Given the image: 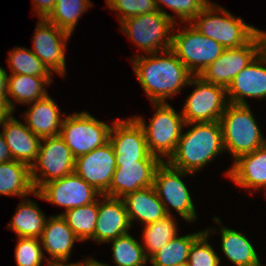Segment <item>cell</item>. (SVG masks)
Wrapping results in <instances>:
<instances>
[{"label": "cell", "mask_w": 266, "mask_h": 266, "mask_svg": "<svg viewBox=\"0 0 266 266\" xmlns=\"http://www.w3.org/2000/svg\"><path fill=\"white\" fill-rule=\"evenodd\" d=\"M135 56L131 59L134 73L152 103H166L193 76L171 49Z\"/></svg>", "instance_id": "6da1fadb"}, {"label": "cell", "mask_w": 266, "mask_h": 266, "mask_svg": "<svg viewBox=\"0 0 266 266\" xmlns=\"http://www.w3.org/2000/svg\"><path fill=\"white\" fill-rule=\"evenodd\" d=\"M193 126L181 133L175 152L166 161L172 167L191 173L203 169L214 157L224 152L219 121L186 123Z\"/></svg>", "instance_id": "7a4b0ae2"}, {"label": "cell", "mask_w": 266, "mask_h": 266, "mask_svg": "<svg viewBox=\"0 0 266 266\" xmlns=\"http://www.w3.org/2000/svg\"><path fill=\"white\" fill-rule=\"evenodd\" d=\"M190 24L202 35L219 42L225 49L242 47L256 35L253 25L245 23L241 17L236 18L211 1Z\"/></svg>", "instance_id": "3957f363"}, {"label": "cell", "mask_w": 266, "mask_h": 266, "mask_svg": "<svg viewBox=\"0 0 266 266\" xmlns=\"http://www.w3.org/2000/svg\"><path fill=\"white\" fill-rule=\"evenodd\" d=\"M253 115L249 104L228 103L219 120L224 150L230 152L234 160L266 144Z\"/></svg>", "instance_id": "277c9868"}, {"label": "cell", "mask_w": 266, "mask_h": 266, "mask_svg": "<svg viewBox=\"0 0 266 266\" xmlns=\"http://www.w3.org/2000/svg\"><path fill=\"white\" fill-rule=\"evenodd\" d=\"M152 104L156 110L148 125L141 116L134 118L144 130L150 154L158 157L161 161H164L165 156L167 161L175 152L184 130V118L181 112H176L167 102Z\"/></svg>", "instance_id": "5b68a950"}, {"label": "cell", "mask_w": 266, "mask_h": 266, "mask_svg": "<svg viewBox=\"0 0 266 266\" xmlns=\"http://www.w3.org/2000/svg\"><path fill=\"white\" fill-rule=\"evenodd\" d=\"M120 27L147 54L171 49L172 31L176 28L175 22L159 10L129 17L120 22Z\"/></svg>", "instance_id": "8992f818"}, {"label": "cell", "mask_w": 266, "mask_h": 266, "mask_svg": "<svg viewBox=\"0 0 266 266\" xmlns=\"http://www.w3.org/2000/svg\"><path fill=\"white\" fill-rule=\"evenodd\" d=\"M224 47L199 33L191 24L172 34L171 50L193 76H199L221 56Z\"/></svg>", "instance_id": "52a82bcc"}, {"label": "cell", "mask_w": 266, "mask_h": 266, "mask_svg": "<svg viewBox=\"0 0 266 266\" xmlns=\"http://www.w3.org/2000/svg\"><path fill=\"white\" fill-rule=\"evenodd\" d=\"M111 128L83 111L64 118L59 136L76 158L109 142Z\"/></svg>", "instance_id": "ba28073f"}, {"label": "cell", "mask_w": 266, "mask_h": 266, "mask_svg": "<svg viewBox=\"0 0 266 266\" xmlns=\"http://www.w3.org/2000/svg\"><path fill=\"white\" fill-rule=\"evenodd\" d=\"M187 174L191 175V173L176 169L166 161H162L156 169L153 187L164 205L167 215H171L169 209L171 206L184 220L194 222L197 219V214L193 200L186 184L182 181V177Z\"/></svg>", "instance_id": "9c48e42d"}, {"label": "cell", "mask_w": 266, "mask_h": 266, "mask_svg": "<svg viewBox=\"0 0 266 266\" xmlns=\"http://www.w3.org/2000/svg\"><path fill=\"white\" fill-rule=\"evenodd\" d=\"M188 85L195 87L181 111L185 124L219 121L228 104L226 89L200 76H192Z\"/></svg>", "instance_id": "30bf717a"}, {"label": "cell", "mask_w": 266, "mask_h": 266, "mask_svg": "<svg viewBox=\"0 0 266 266\" xmlns=\"http://www.w3.org/2000/svg\"><path fill=\"white\" fill-rule=\"evenodd\" d=\"M41 142L37 159L30 167L35 191L49 181L72 174L75 169V157L59 135L43 138Z\"/></svg>", "instance_id": "8fae6325"}, {"label": "cell", "mask_w": 266, "mask_h": 266, "mask_svg": "<svg viewBox=\"0 0 266 266\" xmlns=\"http://www.w3.org/2000/svg\"><path fill=\"white\" fill-rule=\"evenodd\" d=\"M37 198L65 208V212L95 202L101 194L75 172L43 184L33 193Z\"/></svg>", "instance_id": "7c38bea8"}, {"label": "cell", "mask_w": 266, "mask_h": 266, "mask_svg": "<svg viewBox=\"0 0 266 266\" xmlns=\"http://www.w3.org/2000/svg\"><path fill=\"white\" fill-rule=\"evenodd\" d=\"M260 53V42L255 35L247 44L224 49L221 56L199 75L204 81L228 88L231 81Z\"/></svg>", "instance_id": "4fadbf2b"}, {"label": "cell", "mask_w": 266, "mask_h": 266, "mask_svg": "<svg viewBox=\"0 0 266 266\" xmlns=\"http://www.w3.org/2000/svg\"><path fill=\"white\" fill-rule=\"evenodd\" d=\"M161 160L116 159V169L109 189L103 194L123 198L128 193L153 186Z\"/></svg>", "instance_id": "5bb4252c"}, {"label": "cell", "mask_w": 266, "mask_h": 266, "mask_svg": "<svg viewBox=\"0 0 266 266\" xmlns=\"http://www.w3.org/2000/svg\"><path fill=\"white\" fill-rule=\"evenodd\" d=\"M71 34L61 30L46 19L39 18L33 36L31 50L51 72L64 76L66 73V42Z\"/></svg>", "instance_id": "9a60e30c"}, {"label": "cell", "mask_w": 266, "mask_h": 266, "mask_svg": "<svg viewBox=\"0 0 266 266\" xmlns=\"http://www.w3.org/2000/svg\"><path fill=\"white\" fill-rule=\"evenodd\" d=\"M116 169V155L110 142L75 158L74 172L101 195L110 187Z\"/></svg>", "instance_id": "2e32d148"}, {"label": "cell", "mask_w": 266, "mask_h": 266, "mask_svg": "<svg viewBox=\"0 0 266 266\" xmlns=\"http://www.w3.org/2000/svg\"><path fill=\"white\" fill-rule=\"evenodd\" d=\"M109 142L114 149L116 159L160 160L150 154L144 130L134 117L115 120L112 123Z\"/></svg>", "instance_id": "e0dca14e"}, {"label": "cell", "mask_w": 266, "mask_h": 266, "mask_svg": "<svg viewBox=\"0 0 266 266\" xmlns=\"http://www.w3.org/2000/svg\"><path fill=\"white\" fill-rule=\"evenodd\" d=\"M228 103L248 105L246 97H266V57L259 53L226 89Z\"/></svg>", "instance_id": "ac0fdd59"}, {"label": "cell", "mask_w": 266, "mask_h": 266, "mask_svg": "<svg viewBox=\"0 0 266 266\" xmlns=\"http://www.w3.org/2000/svg\"><path fill=\"white\" fill-rule=\"evenodd\" d=\"M93 240L98 244L123 236L131 227L123 198L101 195ZM103 201V202H102Z\"/></svg>", "instance_id": "d6986e66"}, {"label": "cell", "mask_w": 266, "mask_h": 266, "mask_svg": "<svg viewBox=\"0 0 266 266\" xmlns=\"http://www.w3.org/2000/svg\"><path fill=\"white\" fill-rule=\"evenodd\" d=\"M1 125L12 159L31 167L37 159L41 139L13 115Z\"/></svg>", "instance_id": "ffe728a7"}, {"label": "cell", "mask_w": 266, "mask_h": 266, "mask_svg": "<svg viewBox=\"0 0 266 266\" xmlns=\"http://www.w3.org/2000/svg\"><path fill=\"white\" fill-rule=\"evenodd\" d=\"M239 187L266 191V144L251 153L239 156L226 172Z\"/></svg>", "instance_id": "44dd1931"}, {"label": "cell", "mask_w": 266, "mask_h": 266, "mask_svg": "<svg viewBox=\"0 0 266 266\" xmlns=\"http://www.w3.org/2000/svg\"><path fill=\"white\" fill-rule=\"evenodd\" d=\"M40 240L42 248L51 256L45 258L46 262L69 261L74 243L80 242L61 215L47 218Z\"/></svg>", "instance_id": "7402d4cb"}, {"label": "cell", "mask_w": 266, "mask_h": 266, "mask_svg": "<svg viewBox=\"0 0 266 266\" xmlns=\"http://www.w3.org/2000/svg\"><path fill=\"white\" fill-rule=\"evenodd\" d=\"M23 114L26 126L40 139L58 136L64 118L55 101L47 95L36 100Z\"/></svg>", "instance_id": "603a6c76"}, {"label": "cell", "mask_w": 266, "mask_h": 266, "mask_svg": "<svg viewBox=\"0 0 266 266\" xmlns=\"http://www.w3.org/2000/svg\"><path fill=\"white\" fill-rule=\"evenodd\" d=\"M131 226L137 220L141 225L164 218L167 213L153 186L136 190L123 197Z\"/></svg>", "instance_id": "cb8c5ba5"}, {"label": "cell", "mask_w": 266, "mask_h": 266, "mask_svg": "<svg viewBox=\"0 0 266 266\" xmlns=\"http://www.w3.org/2000/svg\"><path fill=\"white\" fill-rule=\"evenodd\" d=\"M52 77H38L32 75H8L7 100L10 108L14 110L16 101L20 104H31L36 100L42 99L48 95L45 85L52 84ZM14 99L12 101L11 98Z\"/></svg>", "instance_id": "d4e9b609"}, {"label": "cell", "mask_w": 266, "mask_h": 266, "mask_svg": "<svg viewBox=\"0 0 266 266\" xmlns=\"http://www.w3.org/2000/svg\"><path fill=\"white\" fill-rule=\"evenodd\" d=\"M35 189L31 180L30 167L16 160L0 163V194L24 199Z\"/></svg>", "instance_id": "484cf974"}, {"label": "cell", "mask_w": 266, "mask_h": 266, "mask_svg": "<svg viewBox=\"0 0 266 266\" xmlns=\"http://www.w3.org/2000/svg\"><path fill=\"white\" fill-rule=\"evenodd\" d=\"M27 198L19 203L15 214L8 224V228L13 230L17 237L40 239L47 218L45 213L40 210L38 204Z\"/></svg>", "instance_id": "4316f807"}, {"label": "cell", "mask_w": 266, "mask_h": 266, "mask_svg": "<svg viewBox=\"0 0 266 266\" xmlns=\"http://www.w3.org/2000/svg\"><path fill=\"white\" fill-rule=\"evenodd\" d=\"M221 249L236 266H262L250 240L239 231L221 227Z\"/></svg>", "instance_id": "83f0119b"}, {"label": "cell", "mask_w": 266, "mask_h": 266, "mask_svg": "<svg viewBox=\"0 0 266 266\" xmlns=\"http://www.w3.org/2000/svg\"><path fill=\"white\" fill-rule=\"evenodd\" d=\"M205 232V229L183 236L176 235L164 247L153 254L148 261L152 266H174L188 261L193 243Z\"/></svg>", "instance_id": "f1b7e54d"}, {"label": "cell", "mask_w": 266, "mask_h": 266, "mask_svg": "<svg viewBox=\"0 0 266 266\" xmlns=\"http://www.w3.org/2000/svg\"><path fill=\"white\" fill-rule=\"evenodd\" d=\"M172 216L166 215L154 223L144 225L142 246L148 259L178 235V226Z\"/></svg>", "instance_id": "f546056e"}, {"label": "cell", "mask_w": 266, "mask_h": 266, "mask_svg": "<svg viewBox=\"0 0 266 266\" xmlns=\"http://www.w3.org/2000/svg\"><path fill=\"white\" fill-rule=\"evenodd\" d=\"M99 199H101V196L91 204L59 214L66 220L68 226L81 242L89 239L93 240L98 217Z\"/></svg>", "instance_id": "4dcf8cb0"}, {"label": "cell", "mask_w": 266, "mask_h": 266, "mask_svg": "<svg viewBox=\"0 0 266 266\" xmlns=\"http://www.w3.org/2000/svg\"><path fill=\"white\" fill-rule=\"evenodd\" d=\"M91 5L90 0H57L45 19L72 35L79 18Z\"/></svg>", "instance_id": "1f68e13d"}, {"label": "cell", "mask_w": 266, "mask_h": 266, "mask_svg": "<svg viewBox=\"0 0 266 266\" xmlns=\"http://www.w3.org/2000/svg\"><path fill=\"white\" fill-rule=\"evenodd\" d=\"M112 243L113 261L117 266H144L149 260L142 243L135 240L130 233L110 240Z\"/></svg>", "instance_id": "d6a6232c"}, {"label": "cell", "mask_w": 266, "mask_h": 266, "mask_svg": "<svg viewBox=\"0 0 266 266\" xmlns=\"http://www.w3.org/2000/svg\"><path fill=\"white\" fill-rule=\"evenodd\" d=\"M7 62L11 75H32L38 77H52V72L47 66L31 51L24 47H16L9 52Z\"/></svg>", "instance_id": "836d02e7"}, {"label": "cell", "mask_w": 266, "mask_h": 266, "mask_svg": "<svg viewBox=\"0 0 266 266\" xmlns=\"http://www.w3.org/2000/svg\"><path fill=\"white\" fill-rule=\"evenodd\" d=\"M209 0H154L156 9L163 12L167 17L177 22V18L165 12L159 5H165L179 17V20L190 23L209 3Z\"/></svg>", "instance_id": "e575fe53"}, {"label": "cell", "mask_w": 266, "mask_h": 266, "mask_svg": "<svg viewBox=\"0 0 266 266\" xmlns=\"http://www.w3.org/2000/svg\"><path fill=\"white\" fill-rule=\"evenodd\" d=\"M15 247L17 266H42L44 253L41 240L38 238L18 237Z\"/></svg>", "instance_id": "d590c367"}, {"label": "cell", "mask_w": 266, "mask_h": 266, "mask_svg": "<svg viewBox=\"0 0 266 266\" xmlns=\"http://www.w3.org/2000/svg\"><path fill=\"white\" fill-rule=\"evenodd\" d=\"M210 232L211 229L206 228L205 232L193 243L187 261L189 266H220V258L207 240Z\"/></svg>", "instance_id": "8d00e7d4"}, {"label": "cell", "mask_w": 266, "mask_h": 266, "mask_svg": "<svg viewBox=\"0 0 266 266\" xmlns=\"http://www.w3.org/2000/svg\"><path fill=\"white\" fill-rule=\"evenodd\" d=\"M107 7L119 12V21L156 11L154 0H106Z\"/></svg>", "instance_id": "74e56055"}, {"label": "cell", "mask_w": 266, "mask_h": 266, "mask_svg": "<svg viewBox=\"0 0 266 266\" xmlns=\"http://www.w3.org/2000/svg\"><path fill=\"white\" fill-rule=\"evenodd\" d=\"M57 0H33L36 15L45 19L53 10ZM35 3V4H34Z\"/></svg>", "instance_id": "f35d334b"}, {"label": "cell", "mask_w": 266, "mask_h": 266, "mask_svg": "<svg viewBox=\"0 0 266 266\" xmlns=\"http://www.w3.org/2000/svg\"><path fill=\"white\" fill-rule=\"evenodd\" d=\"M13 110L10 108L6 95L0 94V126L8 119L12 114Z\"/></svg>", "instance_id": "ab89813d"}, {"label": "cell", "mask_w": 266, "mask_h": 266, "mask_svg": "<svg viewBox=\"0 0 266 266\" xmlns=\"http://www.w3.org/2000/svg\"><path fill=\"white\" fill-rule=\"evenodd\" d=\"M12 156L5 141L3 134L0 132V163L11 161Z\"/></svg>", "instance_id": "60d3db41"}, {"label": "cell", "mask_w": 266, "mask_h": 266, "mask_svg": "<svg viewBox=\"0 0 266 266\" xmlns=\"http://www.w3.org/2000/svg\"><path fill=\"white\" fill-rule=\"evenodd\" d=\"M8 84V73L0 66V94L6 95Z\"/></svg>", "instance_id": "b9f144b4"}, {"label": "cell", "mask_w": 266, "mask_h": 266, "mask_svg": "<svg viewBox=\"0 0 266 266\" xmlns=\"http://www.w3.org/2000/svg\"><path fill=\"white\" fill-rule=\"evenodd\" d=\"M256 35L260 42V53L266 57V32L256 28Z\"/></svg>", "instance_id": "7bdbcfd3"}, {"label": "cell", "mask_w": 266, "mask_h": 266, "mask_svg": "<svg viewBox=\"0 0 266 266\" xmlns=\"http://www.w3.org/2000/svg\"><path fill=\"white\" fill-rule=\"evenodd\" d=\"M69 261H48L46 264L48 266H82L81 262L68 263Z\"/></svg>", "instance_id": "ee69618b"}, {"label": "cell", "mask_w": 266, "mask_h": 266, "mask_svg": "<svg viewBox=\"0 0 266 266\" xmlns=\"http://www.w3.org/2000/svg\"><path fill=\"white\" fill-rule=\"evenodd\" d=\"M82 266H110V265L98 262L95 259L87 257L86 260H84V262H82Z\"/></svg>", "instance_id": "f6af8a7d"}, {"label": "cell", "mask_w": 266, "mask_h": 266, "mask_svg": "<svg viewBox=\"0 0 266 266\" xmlns=\"http://www.w3.org/2000/svg\"><path fill=\"white\" fill-rule=\"evenodd\" d=\"M174 266H189V264L187 262H184V263L177 264V265H174Z\"/></svg>", "instance_id": "bcb514c9"}]
</instances>
